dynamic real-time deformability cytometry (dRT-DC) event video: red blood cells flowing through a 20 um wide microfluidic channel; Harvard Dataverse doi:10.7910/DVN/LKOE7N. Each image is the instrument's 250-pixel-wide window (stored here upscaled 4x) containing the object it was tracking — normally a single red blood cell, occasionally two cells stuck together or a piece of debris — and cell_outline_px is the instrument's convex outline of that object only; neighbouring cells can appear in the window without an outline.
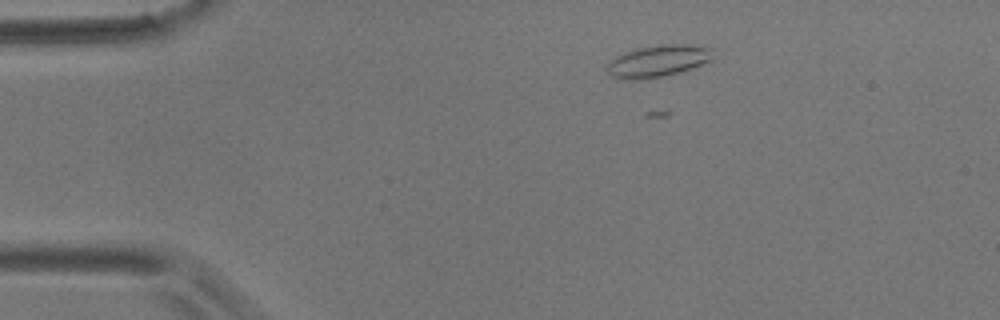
{"species": "common noctule bat (a hibernating species)", "species_latin": "Nyctalus noctula", "temperature_condition": "room temperature", "stored_images_in_passage": 3, "camera_frame_rate_fps": 3000, "um_per_image_px": 0.085, "animal": {"sex": "male", "body_mass_g": 17.9}, "frame": {"image": 1, "passage_image": 1, "time_ms": 0.0, "image_size_px": [1000, 320], "cell_outline_px": [[716, 48], [712, 60], [692, 68], [680, 72], [664, 76], [624, 80], [612, 76], [604, 68], [608, 60], [624, 52], [640, 48], [660, 44], [688, 44]], "centroid_in_image_um": [55.95, 5.17], "position_along_channel_um": 29.1, "area_um2": 19.94}}